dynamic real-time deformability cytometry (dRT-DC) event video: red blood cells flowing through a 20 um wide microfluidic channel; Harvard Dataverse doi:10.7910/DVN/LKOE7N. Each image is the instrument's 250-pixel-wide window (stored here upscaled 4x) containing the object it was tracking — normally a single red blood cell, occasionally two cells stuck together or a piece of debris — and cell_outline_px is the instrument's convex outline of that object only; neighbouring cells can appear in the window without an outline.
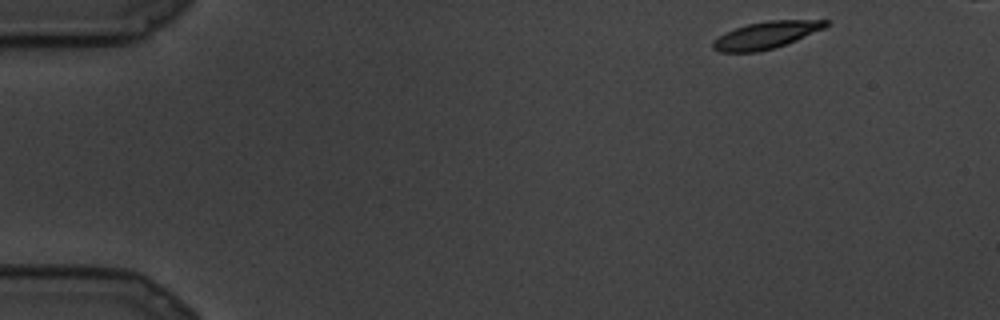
{"species": "common noctule bat (a hibernating species)", "species_latin": "Nyctalus noctula", "temperature_condition": "cold", "stored_images_in_passage": 11, "camera_frame_rate_fps": 3000, "um_per_image_px": 0.085, "animal": {"sex": "male", "body_mass_g": 19.5, "forearm_length_mm": 54.6}, "frame": {"image": 1, "passage_image": 1, "time_ms": 0.0, "image_size_px": [1000, 320], "cell_outline_px": [[828, 24], [824, 28], [796, 40], [772, 48], [756, 52], [720, 52], [712, 48], [712, 40], [736, 28], [748, 24], [772, 20], [828, 20]], "centroid_in_image_um": [65.09, 2.99], "position_along_channel_um": 19.9, "area_um2": 17.4}}
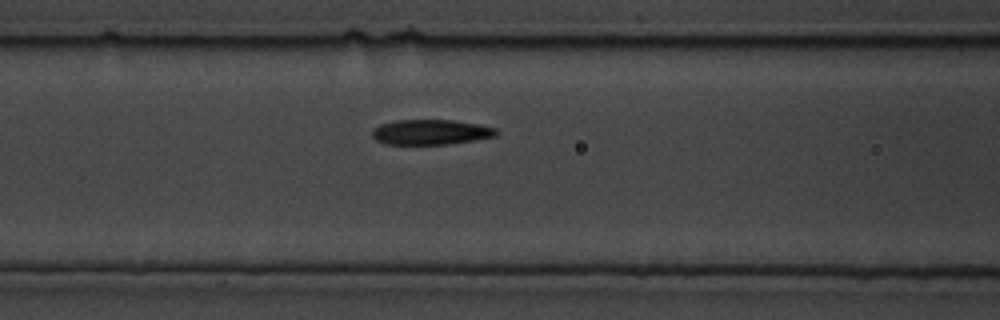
{"frame": {"image": 2, "passage_image": 9, "time_ms": 2.667, "image_size_px": [1000, 320], "cell_outline_px": [[496, 136], [448, 144], [384, 144], [376, 140], [372, 136], [372, 128], [380, 124], [396, 120], [452, 120], [476, 124], [496, 128]], "centroid_in_image_um": [36.54, 11.23], "position_along_channel_um": 130.1, "area_um2": 18.03}}
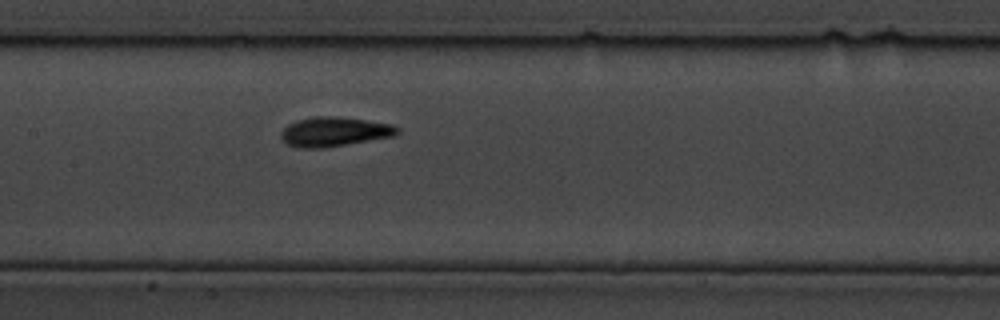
{"frame": {"image": 3, "passage_image": 11, "time_ms": 3.333, "image_size_px": [1000, 320], "cell_outline_px": [[400, 132], [392, 136], [324, 148], [300, 148], [288, 144], [280, 136], [280, 132], [288, 124], [300, 120], [320, 116], [332, 116], [364, 120], [392, 124], [400, 128]], "centroid_in_image_um": [28.42, 11.2], "position_along_channel_um": 179.0, "area_um2": 19.59}}